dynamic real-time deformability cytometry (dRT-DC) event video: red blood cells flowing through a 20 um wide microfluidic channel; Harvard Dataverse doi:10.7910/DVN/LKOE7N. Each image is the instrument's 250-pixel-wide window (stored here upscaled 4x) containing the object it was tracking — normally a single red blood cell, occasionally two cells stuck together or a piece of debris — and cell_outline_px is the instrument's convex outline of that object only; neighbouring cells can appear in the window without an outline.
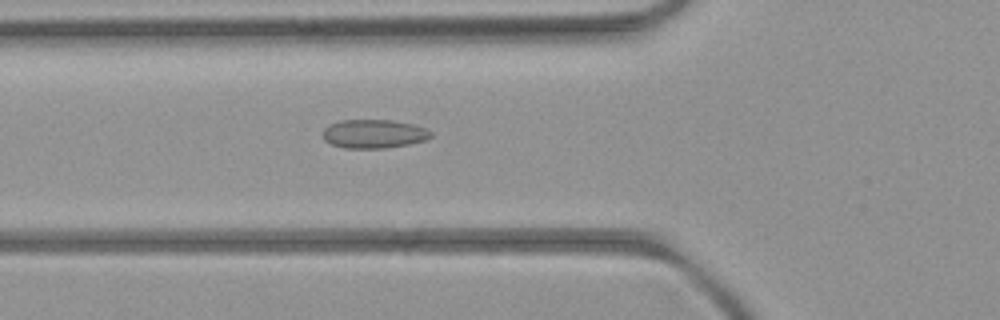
{"species": "common noctule bat (a hibernating species)", "species_latin": "Nyctalus noctula", "temperature_condition": "room temperature", "stored_images_in_passage": 4, "camera_frame_rate_fps": 3000, "um_per_image_px": 0.085, "animal": {"sex": "female", "body_mass_g": 21.9}, "frame": {"image": 1, "passage_image": 4, "time_ms": 4.0, "image_size_px": [1000, 320], "cell_outline_px": [[432, 136], [424, 140], [408, 144], [384, 148], [344, 148], [332, 144], [324, 140], [324, 128], [328, 124], [340, 120], [392, 120], [412, 124], [424, 128], [432, 132]], "centroid_in_image_um": [31.75, 11.37], "position_along_channel_um": 94.0, "area_um2": 17.98}}